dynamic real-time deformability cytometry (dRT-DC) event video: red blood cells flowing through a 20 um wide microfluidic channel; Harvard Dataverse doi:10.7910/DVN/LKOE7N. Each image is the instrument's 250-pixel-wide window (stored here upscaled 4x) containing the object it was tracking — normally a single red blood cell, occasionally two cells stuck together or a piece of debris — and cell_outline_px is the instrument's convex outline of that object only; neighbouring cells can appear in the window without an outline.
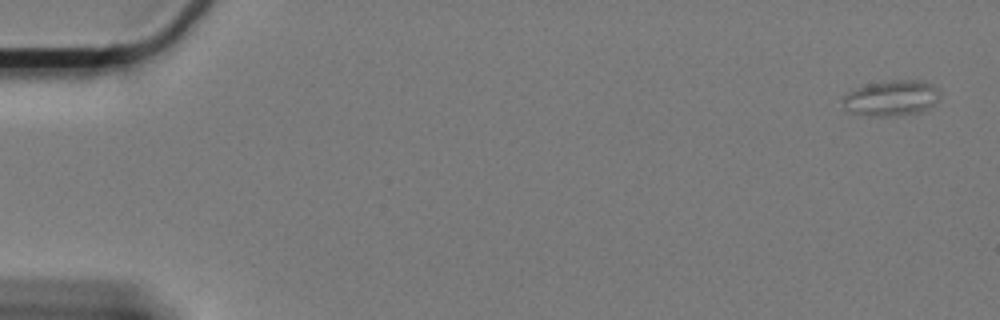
{"species": "Egyptian fruit bat (a non-hibernating species)", "species_latin": "Rousettus aegyptiacus", "temperature_condition": "cold", "stored_images_in_passage": 61, "camera_frame_rate_fps": 3000, "um_per_image_px": 0.085, "animal": {"sex": "female"}, "frame": {"image": 1, "passage_image": 1, "time_ms": 0.0, "image_size_px": [1000, 320], "cell_outline_px": [[940, 96], [928, 108], [920, 112], [896, 116], [868, 116], [852, 112], [844, 108], [844, 96], [848, 92], [856, 88], [868, 84], [892, 80], [920, 80], [932, 84], [940, 92]], "centroid_in_image_um": [75.78, 8.34], "position_along_channel_um": 9.2, "area_um2": 20.0}}
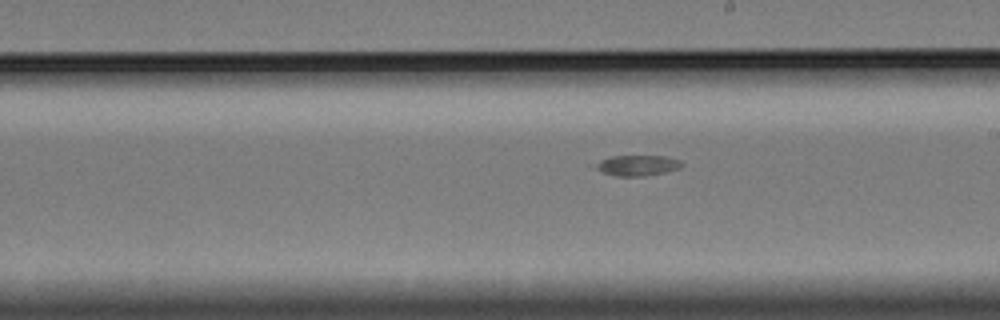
{"frame": {"image": 2, "passage_image": 35, "time_ms": 11.333, "image_size_px": [1000, 320], "cell_outline_px": [[684, 164], [680, 168], [664, 172], [644, 176], [616, 176], [600, 172], [588, 164], [612, 156], [668, 156], [680, 160]], "centroid_in_image_um": [54.1, 14.06], "position_along_channel_um": 234.9, "area_um2": 10.64}}
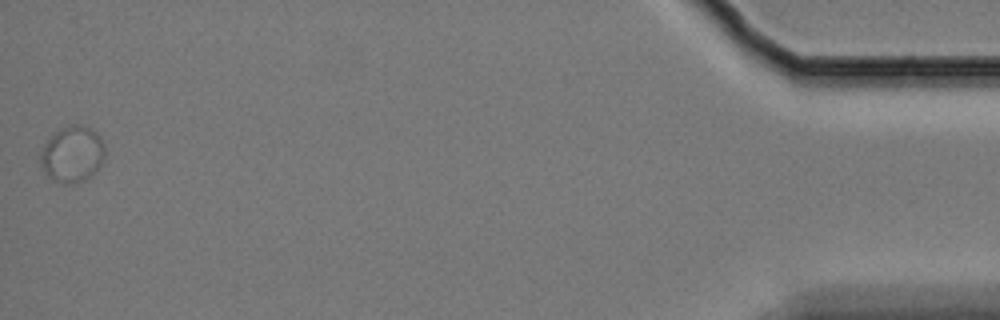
{"frame": {"image": 3, "passage_image": 61, "time_ms": 20.0, "image_size_px": [1000, 320], "cell_outline_px": [[104, 160], [96, 172], [84, 180], [68, 184], [64, 184], [52, 180], [44, 172], [40, 164], [40, 156], [44, 144], [56, 132], [72, 124], [80, 124], [92, 128], [100, 136], [104, 144]], "centroid_in_image_um": [6.16, 13.12], "position_along_channel_um": 429.0, "area_um2": 21.15}}